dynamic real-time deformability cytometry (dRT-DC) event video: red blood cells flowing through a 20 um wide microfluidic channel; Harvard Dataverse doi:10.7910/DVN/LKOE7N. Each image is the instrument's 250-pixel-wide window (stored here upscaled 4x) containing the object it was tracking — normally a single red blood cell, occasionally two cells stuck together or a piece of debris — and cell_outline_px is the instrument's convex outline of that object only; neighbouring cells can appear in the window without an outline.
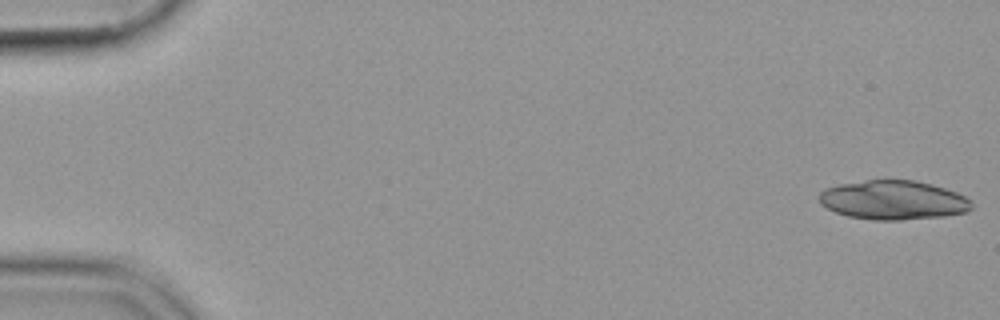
{"species": "common noctule bat (a hibernating species)", "species_latin": "Nyctalus noctula", "temperature_condition": "cold", "stored_images_in_passage": 29, "camera_frame_rate_fps": 3000, "um_per_image_px": 0.085, "animal": {"sex": "female", "body_mass_g": 19.9}, "frame": {"image": 1, "passage_image": 1, "time_ms": 0.0, "image_size_px": [1000, 320], "cell_outline_px": [[972, 208], [968, 212], [944, 216], [900, 220], [872, 220], [848, 216], [836, 212], [820, 204], [820, 192], [824, 188], [840, 184], [868, 180], [916, 180], [932, 184], [956, 192], [972, 200]], "centroid_in_image_um": [75.95, 17.01], "position_along_channel_um": 9.1, "area_um2": 34.85}}